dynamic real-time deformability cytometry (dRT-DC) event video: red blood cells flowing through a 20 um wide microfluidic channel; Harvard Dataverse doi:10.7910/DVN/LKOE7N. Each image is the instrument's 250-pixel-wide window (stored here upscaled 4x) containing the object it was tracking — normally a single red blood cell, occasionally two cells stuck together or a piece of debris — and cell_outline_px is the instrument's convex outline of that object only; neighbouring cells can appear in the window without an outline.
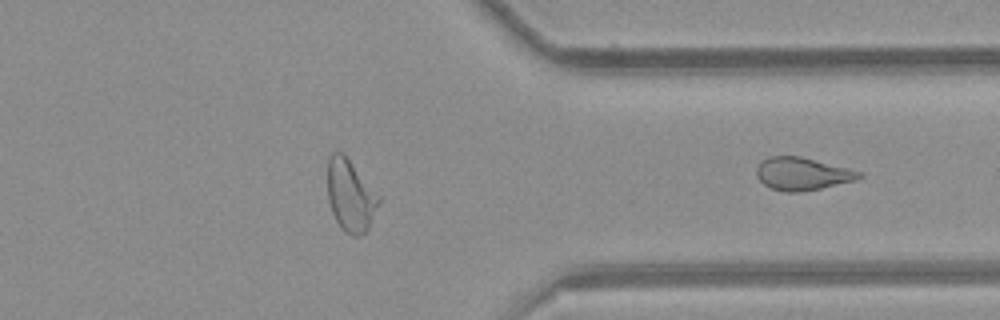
{"species": "common noctule bat (a hibernating species)", "species_latin": "Nyctalus noctula", "temperature_condition": "room temperature", "stored_images_in_passage": 30, "segment_of_instrument_passage": [2, 2], "camera_frame_rate_fps": 3000, "um_per_image_px": 0.085, "animal": {"sex": "female", "body_mass_g": 21.9}, "frame": {"image": 1, "passage_image": 30, "time_ms": 9.667, "image_size_px": [1000, 320], "cell_outline_px": [[864, 176], [852, 180], [820, 188], [800, 192], [784, 192], [772, 188], [764, 184], [756, 176], [756, 168], [768, 156], [800, 156], [860, 172]], "centroid_in_image_um": [68.13, 14.77], "position_along_channel_um": 343.3, "area_um2": 19.02}}